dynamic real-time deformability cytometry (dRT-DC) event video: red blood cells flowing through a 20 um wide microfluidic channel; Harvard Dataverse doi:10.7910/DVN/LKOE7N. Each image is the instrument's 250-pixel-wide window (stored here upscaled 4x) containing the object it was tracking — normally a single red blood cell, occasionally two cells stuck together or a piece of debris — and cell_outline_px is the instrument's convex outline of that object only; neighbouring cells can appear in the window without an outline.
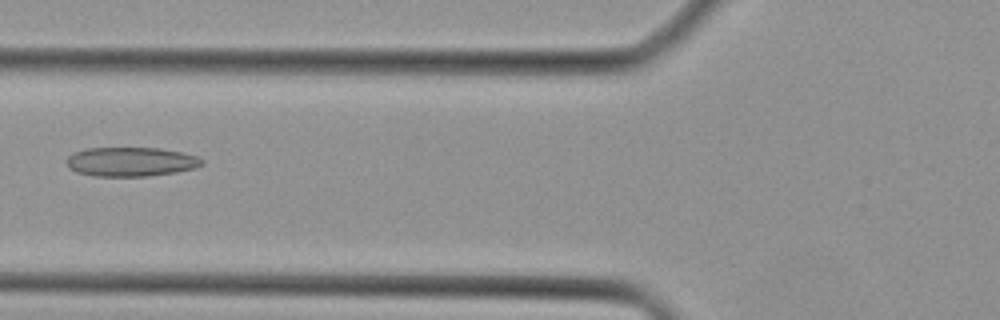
{"species": "Egyptian fruit bat (a non-hibernating species)", "species_latin": "Rousettus aegyptiacus", "temperature_condition": "cold", "stored_images_in_passage": 32, "camera_frame_rate_fps": 3000, "um_per_image_px": 0.085, "animal": {"sex": "female"}, "frame": {"image": 1, "passage_image": 8, "time_ms": 2.333, "image_size_px": [1000, 320], "cell_outline_px": [[204, 164], [196, 168], [176, 172], [148, 176], [92, 176], [76, 172], [68, 168], [64, 160], [72, 152], [84, 148], [160, 148], [200, 156], [204, 160]], "centroid_in_image_um": [11.1, 13.75], "position_along_channel_um": 114.7, "area_um2": 23.47}}
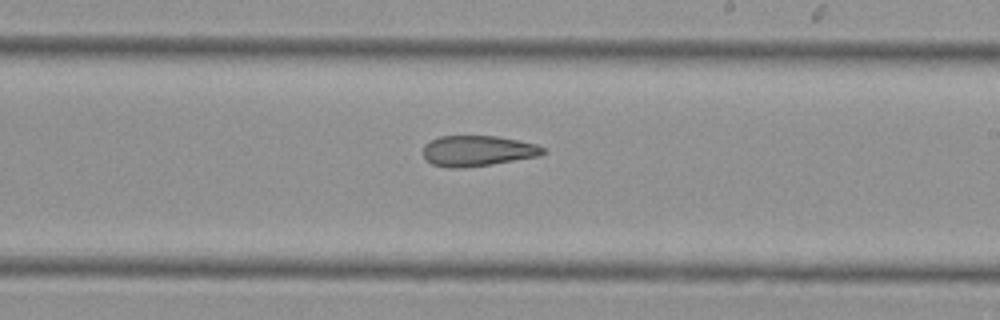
{"frame": {"image": 2, "passage_image": 16, "time_ms": 5.0, "image_size_px": [1000, 320], "cell_outline_px": [[548, 152], [540, 156], [492, 164], [456, 168], [448, 168], [432, 164], [424, 156], [424, 144], [428, 140], [440, 136], [496, 136], [536, 144], [544, 148]], "centroid_in_image_um": [40.6, 12.82], "position_along_channel_um": 248.4, "area_um2": 21.39}}
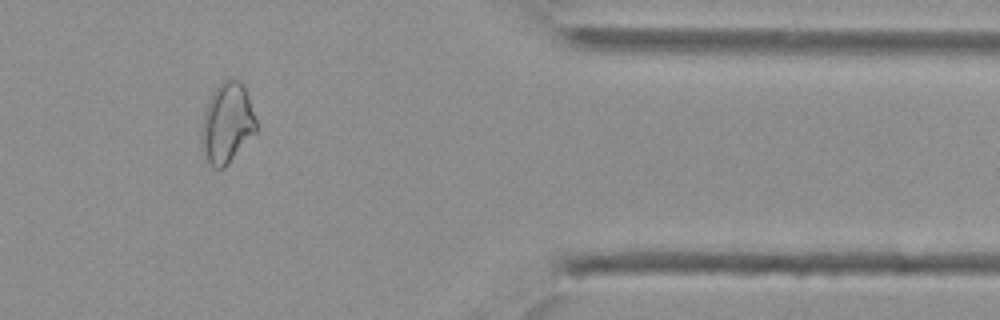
{"frame": {"image": 3, "passage_image": 26, "time_ms": 8.333, "image_size_px": [1000, 320], "cell_outline_px": [[256, 132], [228, 164], [224, 168], [212, 168], [204, 152], [200, 132], [204, 112], [212, 92], [224, 80], [240, 80], [248, 96], [256, 120]], "centroid_in_image_um": [19.29, 10.48], "position_along_channel_um": 392.1, "area_um2": 25.2}}